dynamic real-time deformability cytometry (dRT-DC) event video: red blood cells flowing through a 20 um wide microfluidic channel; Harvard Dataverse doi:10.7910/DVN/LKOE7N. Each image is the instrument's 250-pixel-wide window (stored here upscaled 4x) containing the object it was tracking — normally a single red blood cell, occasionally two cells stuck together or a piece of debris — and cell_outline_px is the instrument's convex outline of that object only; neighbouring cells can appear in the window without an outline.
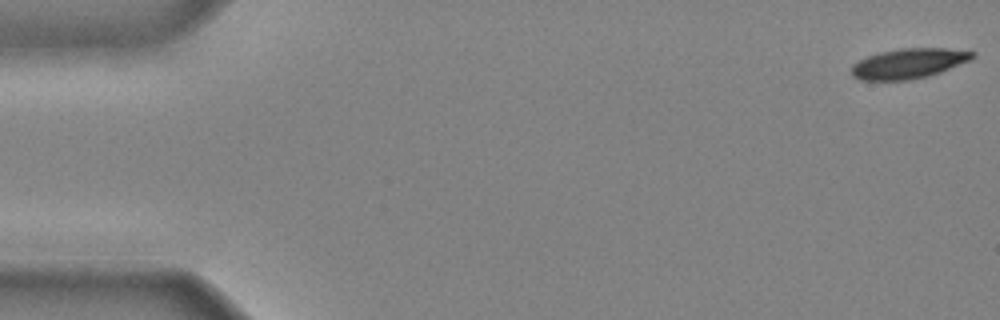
{"species": "common noctule bat (a hibernating species)", "species_latin": "Nyctalus noctula", "temperature_condition": "cold", "stored_images_in_passage": 12, "camera_frame_rate_fps": 3000, "um_per_image_px": 0.085, "animal": {"sex": "male", "body_mass_g": 20.4}, "frame": {"image": 1, "passage_image": 1, "time_ms": 0.0, "image_size_px": [1000, 320], "cell_outline_px": [[976, 56], [972, 60], [940, 72], [928, 76], [912, 80], [860, 80], [852, 76], [852, 64], [868, 56], [880, 52], [900, 48], [944, 48], [976, 52]], "centroid_in_image_um": [77.27, 5.39], "position_along_channel_um": 7.7, "area_um2": 21.27}}
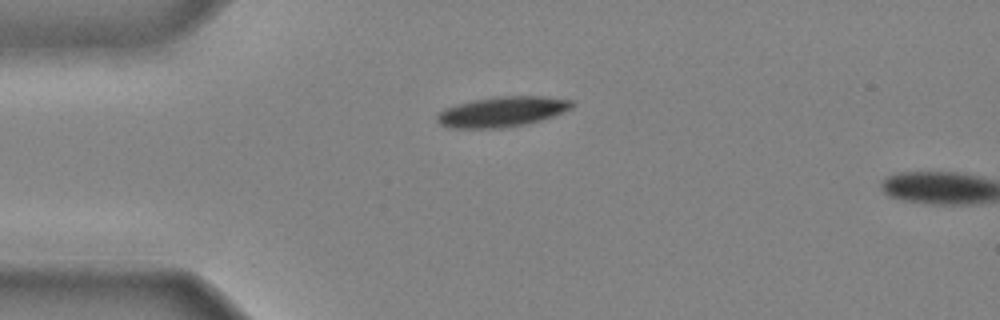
{"frame": {"image": 2, "passage_image": 11, "time_ms": 3.333, "image_size_px": [1000, 320], "cell_outline_px": [[576, 104], [572, 108], [564, 112], [540, 120], [524, 124], [504, 128], [448, 128], [440, 124], [436, 120], [436, 116], [444, 108], [456, 104], [472, 100], [496, 96], [544, 96], [572, 100]], "centroid_in_image_um": [42.67, 9.49], "position_along_channel_um": 42.3, "area_um2": 23.93}}